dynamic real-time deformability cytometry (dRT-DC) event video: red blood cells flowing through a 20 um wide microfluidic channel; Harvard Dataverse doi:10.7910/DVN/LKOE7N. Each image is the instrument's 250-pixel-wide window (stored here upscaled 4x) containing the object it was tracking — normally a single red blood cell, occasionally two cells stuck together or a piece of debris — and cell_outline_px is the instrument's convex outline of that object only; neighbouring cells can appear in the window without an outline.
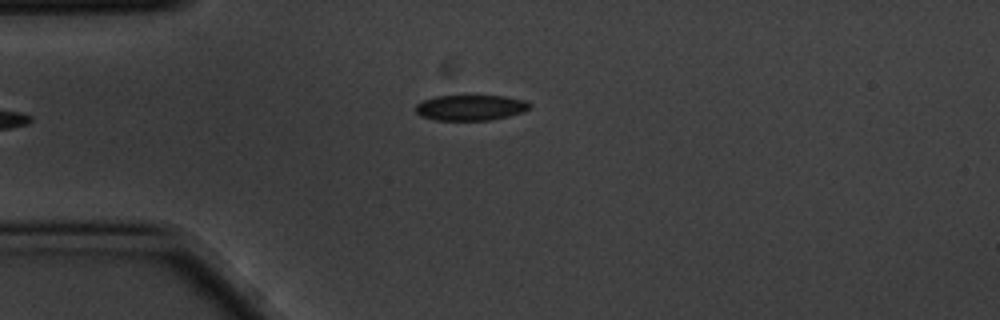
{"species": "common noctule bat (a hibernating species)", "species_latin": "Nyctalus noctula", "temperature_condition": "cold", "stored_images_in_passage": 4, "camera_frame_rate_fps": 3000, "um_per_image_px": 0.085, "animal": {"sex": "male", "body_mass_g": 20.1, "forearm_length_mm": 53.5}, "frame": {"image": 1, "passage_image": 4, "time_ms": 1.0, "image_size_px": [1000, 320], "cell_outline_px": [[528, 108], [524, 112], [492, 120], [432, 120], [420, 116], [416, 112], [416, 104], [424, 100], [436, 96], [464, 92], [508, 96], [524, 100], [528, 104]], "centroid_in_image_um": [39.96, 9.09], "position_along_channel_um": 45.0, "area_um2": 17.98}}